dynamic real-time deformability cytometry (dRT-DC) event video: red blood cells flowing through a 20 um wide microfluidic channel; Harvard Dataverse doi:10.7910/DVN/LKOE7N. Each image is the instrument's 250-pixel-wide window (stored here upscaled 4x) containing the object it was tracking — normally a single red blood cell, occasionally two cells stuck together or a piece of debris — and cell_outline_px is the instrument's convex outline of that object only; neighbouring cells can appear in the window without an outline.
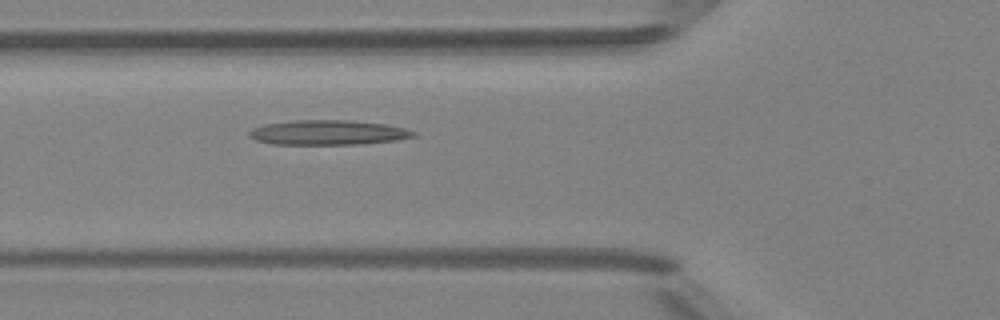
{"species": "Egyptian fruit bat (a non-hibernating species)", "species_latin": "Rousettus aegyptiacus", "temperature_condition": "room temperature", "stored_images_in_passage": 5, "camera_frame_rate_fps": 3000, "um_per_image_px": 0.085, "animal": {"sex": "female"}, "frame": {"image": 1, "passage_image": 5, "time_ms": 4.333, "image_size_px": [1000, 320], "cell_outline_px": [[416, 136], [396, 140], [356, 144], [272, 144], [256, 140], [248, 136], [248, 132], [252, 128], [264, 124], [296, 120], [348, 120], [384, 124], [408, 128], [416, 132]], "centroid_in_image_um": [27.87, 11.26], "position_along_channel_um": 97.9, "area_um2": 23.7}}